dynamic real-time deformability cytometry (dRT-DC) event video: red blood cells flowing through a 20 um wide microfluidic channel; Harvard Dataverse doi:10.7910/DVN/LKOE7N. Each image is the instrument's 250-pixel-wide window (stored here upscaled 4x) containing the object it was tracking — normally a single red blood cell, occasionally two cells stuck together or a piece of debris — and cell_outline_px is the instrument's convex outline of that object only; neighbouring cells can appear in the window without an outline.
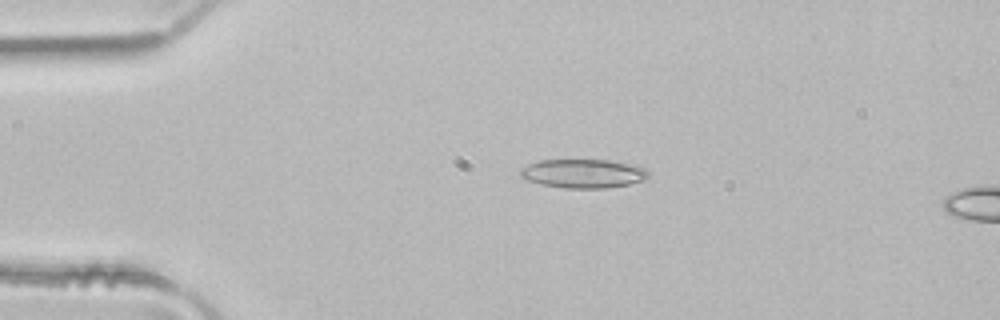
{"species": "common noctule bat (a hibernating species)", "species_latin": "Nyctalus noctula", "temperature_condition": "room temperature", "stored_images_in_passage": 3, "camera_frame_rate_fps": 3000, "um_per_image_px": 0.085, "animal": {"sex": "male", "body_mass_g": 21.5, "forearm_length_mm": 52.0}, "frame": {"image": 1, "passage_image": 2, "time_ms": 0.333, "image_size_px": [1000, 320], "cell_outline_px": [[648, 176], [644, 180], [628, 184], [608, 188], [564, 188], [540, 184], [528, 180], [520, 176], [520, 168], [528, 164], [540, 160], [608, 160], [636, 164], [644, 168], [648, 172]], "centroid_in_image_um": [49.57, 14.74], "position_along_channel_um": 35.4, "area_um2": 21.62}}